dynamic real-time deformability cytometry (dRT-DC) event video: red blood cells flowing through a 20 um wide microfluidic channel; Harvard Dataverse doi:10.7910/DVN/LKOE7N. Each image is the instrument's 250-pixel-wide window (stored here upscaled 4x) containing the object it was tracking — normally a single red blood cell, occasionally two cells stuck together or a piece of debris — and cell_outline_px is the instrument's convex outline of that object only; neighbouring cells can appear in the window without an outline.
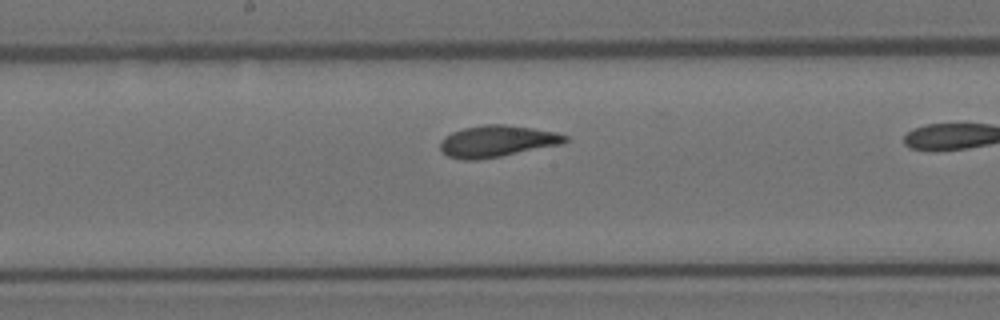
{"species": "Egyptian fruit bat (a non-hibernating species)", "species_latin": "Rousettus aegyptiacus", "temperature_condition": "room temperature", "stored_images_in_passage": 23, "camera_frame_rate_fps": 3000, "um_per_image_px": 0.085, "animal": {"sex": "female"}, "frame": {"image": 1, "passage_image": 9, "time_ms": 2.667, "image_size_px": [1000, 320], "cell_outline_px": [[568, 140], [560, 144], [500, 156], [476, 160], [464, 160], [448, 156], [440, 148], [440, 140], [444, 136], [452, 132], [464, 128], [484, 124], [504, 124], [532, 128], [556, 132], [568, 136]], "centroid_in_image_um": [42.22, 11.99], "position_along_channel_um": 206.0, "area_um2": 22.77}}